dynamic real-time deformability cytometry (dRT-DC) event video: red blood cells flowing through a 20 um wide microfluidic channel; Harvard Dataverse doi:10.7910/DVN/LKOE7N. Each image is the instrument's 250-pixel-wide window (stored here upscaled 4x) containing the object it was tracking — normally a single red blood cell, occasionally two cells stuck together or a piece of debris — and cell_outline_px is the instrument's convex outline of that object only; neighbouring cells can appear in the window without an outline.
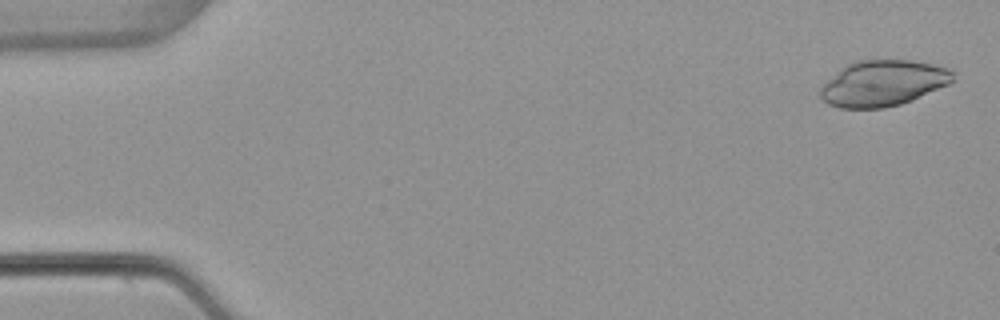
{"species": "common noctule bat (a hibernating species)", "species_latin": "Nyctalus noctula", "temperature_condition": "warm", "stored_images_in_passage": 53, "camera_frame_rate_fps": 3000, "um_per_image_px": 0.085, "animal": {"sex": "female", "body_mass_g": 22.7, "forearm_length_mm": 54.2}, "frame": {"image": 1, "passage_image": 2, "time_ms": 0.333, "image_size_px": [1000, 320], "cell_outline_px": [[956, 72], [952, 80], [948, 84], [912, 100], [900, 104], [884, 108], [840, 108], [828, 104], [820, 96], [820, 88], [840, 68], [856, 60], [912, 60], [932, 64]], "centroid_in_image_um": [75.04, 7.07], "position_along_channel_um": 10.0, "area_um2": 35.2}}